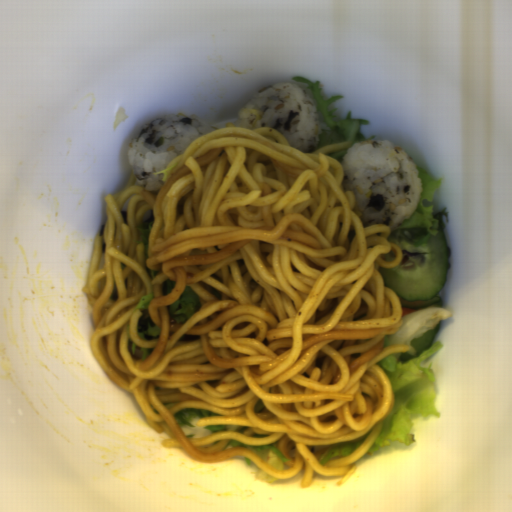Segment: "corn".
Segmentation results:
<instances>
[{"mask_svg":"<svg viewBox=\"0 0 512 512\" xmlns=\"http://www.w3.org/2000/svg\"><path fill=\"white\" fill-rule=\"evenodd\" d=\"M246 115H247V123H249L251 125L257 124L263 116L261 110H257V109H253V108L247 109Z\"/></svg>","mask_w":512,"mask_h":512,"instance_id":"corn-2","label":"corn"},{"mask_svg":"<svg viewBox=\"0 0 512 512\" xmlns=\"http://www.w3.org/2000/svg\"><path fill=\"white\" fill-rule=\"evenodd\" d=\"M269 467L283 471L284 464L281 458L275 453H270L264 461Z\"/></svg>","mask_w":512,"mask_h":512,"instance_id":"corn-1","label":"corn"},{"mask_svg":"<svg viewBox=\"0 0 512 512\" xmlns=\"http://www.w3.org/2000/svg\"><path fill=\"white\" fill-rule=\"evenodd\" d=\"M256 479L260 480L263 483H272L275 480H277L278 478L268 474L267 472H265L263 469H261L259 467L257 470V473H256Z\"/></svg>","mask_w":512,"mask_h":512,"instance_id":"corn-3","label":"corn"}]
</instances>
